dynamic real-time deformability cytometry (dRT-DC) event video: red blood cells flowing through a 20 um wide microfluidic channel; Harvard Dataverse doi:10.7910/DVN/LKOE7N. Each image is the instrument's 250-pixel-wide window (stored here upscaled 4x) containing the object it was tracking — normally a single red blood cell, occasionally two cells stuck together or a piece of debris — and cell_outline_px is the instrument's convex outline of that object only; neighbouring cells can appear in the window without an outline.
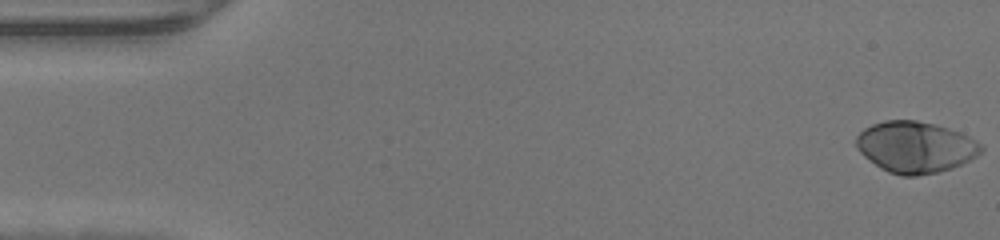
{"species": "human", "species_latin": "Homo sapiens", "temperature_condition": "warm", "stored_images_in_passage": 42, "camera_frame_rate_fps": 3000, "um_per_image_px": 0.085, "donor": {"sex": "male"}, "frame": {"image": 1, "passage_image": 1, "time_ms": 0.0, "image_size_px": [1000, 240], "cell_outline_px": [[984, 148], [976, 156], [952, 168], [936, 172], [916, 176], [900, 176], [888, 172], [880, 168], [864, 156], [856, 148], [856, 136], [864, 128], [872, 124], [884, 120], [916, 120], [936, 124], [960, 132], [976, 140]], "centroid_in_image_um": [77.78, 12.49], "position_along_channel_um": 7.2, "area_um2": 37.34}}
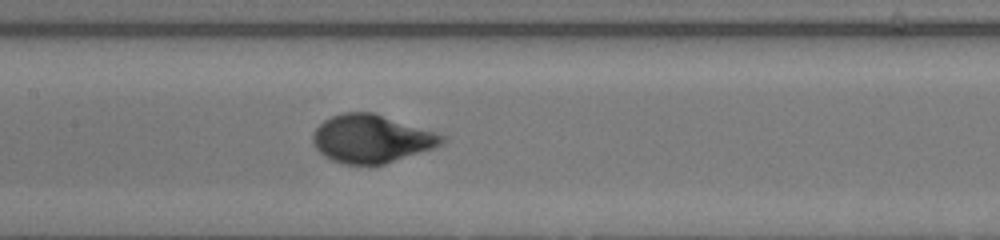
{"frame": {"image": 2, "passage_image": 23, "time_ms": 7.333, "image_size_px": [1000, 240], "cell_outline_px": [[448, 140], [444, 144], [384, 164], [344, 164], [332, 160], [324, 156], [312, 144], [312, 136], [316, 128], [324, 120], [332, 116], [344, 112], [372, 112], [448, 136]], "centroid_in_image_um": [31.58, 11.79], "position_along_channel_um": 175.8, "area_um2": 36.01}}
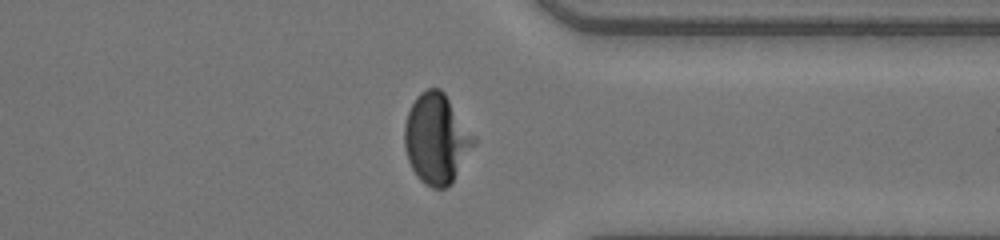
{"frame": {"image": 3, "passage_image": 37, "time_ms": 12.0, "image_size_px": [1000, 240], "cell_outline_px": [[476, 144], [452, 184], [444, 188], [432, 188], [424, 184], [420, 180], [412, 168], [408, 160], [404, 148], [404, 124], [408, 112], [416, 96], [420, 92], [428, 88], [440, 88], [444, 92], [476, 136]], "centroid_in_image_um": [37.12, 11.8], "position_along_channel_um": 374.3, "area_um2": 36.82}}